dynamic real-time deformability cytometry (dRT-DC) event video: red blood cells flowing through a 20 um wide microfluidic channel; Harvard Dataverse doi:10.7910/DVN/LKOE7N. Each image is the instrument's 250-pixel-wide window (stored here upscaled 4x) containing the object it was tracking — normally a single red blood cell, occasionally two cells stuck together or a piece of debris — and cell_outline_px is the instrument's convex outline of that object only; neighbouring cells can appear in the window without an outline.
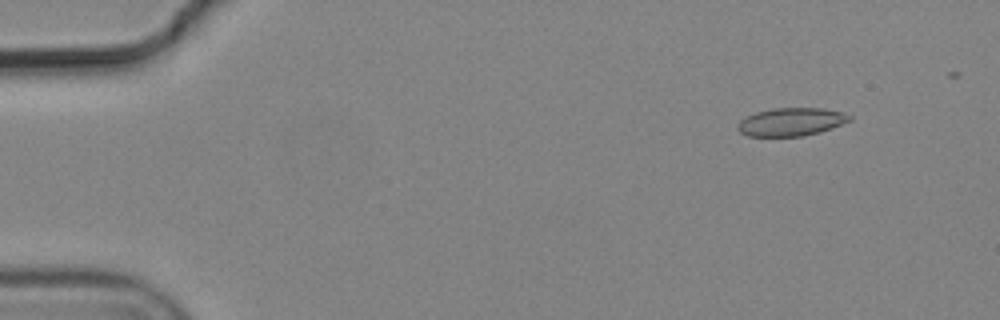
{"species": "common noctule bat (a hibernating species)", "species_latin": "Nyctalus noctula", "temperature_condition": "cold", "stored_images_in_passage": 6, "segment_of_instrument_passage": [1, 2], "camera_frame_rate_fps": 3000, "um_per_image_px": 0.085, "animal": {"sex": "male", "body_mass_g": 19.2, "forearm_length_mm": 51.8}, "frame": {"image": 1, "passage_image": 2, "time_ms": 0.333, "image_size_px": [1000, 320], "cell_outline_px": [[852, 120], [832, 128], [820, 132], [804, 136], [748, 136], [740, 132], [736, 128], [736, 124], [744, 116], [756, 112], [772, 108], [824, 108], [844, 112], [852, 116]], "centroid_in_image_um": [67.24, 10.35], "position_along_channel_um": 17.8, "area_um2": 18.61}}
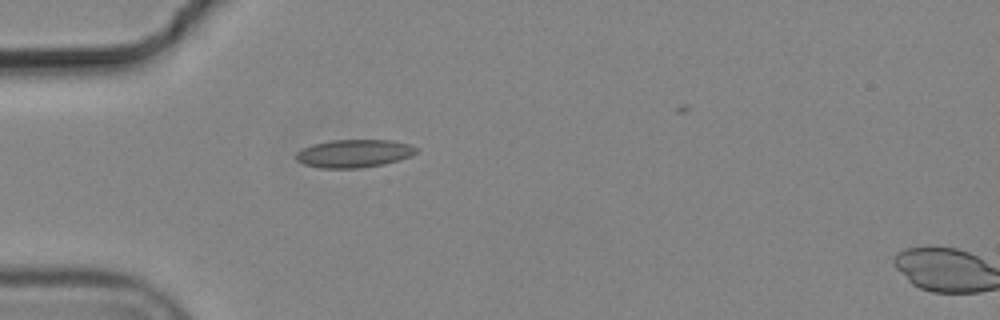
{"frame": {"image": 2, "passage_image": 5, "time_ms": 1.333, "image_size_px": [1000, 320], "cell_outline_px": [[420, 148], [412, 156], [400, 160], [384, 164], [360, 168], [320, 168], [304, 164], [296, 160], [296, 152], [312, 144], [332, 140], [392, 140], [408, 144]], "centroid_in_image_um": [30.12, 13.04], "position_along_channel_um": 54.9, "area_um2": 19.71}}